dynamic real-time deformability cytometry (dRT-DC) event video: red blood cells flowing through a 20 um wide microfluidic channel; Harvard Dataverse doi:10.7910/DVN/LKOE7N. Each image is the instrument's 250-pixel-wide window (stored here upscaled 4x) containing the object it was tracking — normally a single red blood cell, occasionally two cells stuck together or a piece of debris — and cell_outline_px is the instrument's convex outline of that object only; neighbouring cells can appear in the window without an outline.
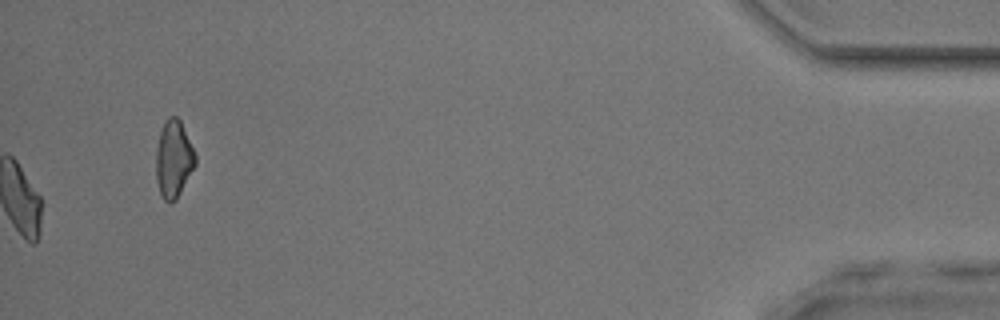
{"species": "common noctule bat (a hibernating species)", "species_latin": "Nyctalus noctula", "temperature_condition": "room temperature", "stored_images_in_passage": 51, "camera_frame_rate_fps": 3000, "um_per_image_px": 0.085, "animal": {"sex": "male", "body_mass_g": 17.9, "forearm_length_mm": 54.2}, "frame": {"image": 1, "passage_image": 51, "time_ms": 16.667, "image_size_px": [1000, 320], "cell_outline_px": [[196, 164], [176, 200], [172, 204], [168, 204], [164, 200], [160, 192], [156, 180], [156, 148], [160, 132], [168, 116], [176, 116], [180, 120], [196, 156]], "centroid_in_image_um": [14.75, 13.56], "position_along_channel_um": 420.5, "area_um2": 17.63}, "authors_computed_cell_mechanics": {"area_um2": 19.7676, "velocity_mm_per_s": 4.1405, "shape_relaxation_time_tau1_ms": null, "shape_relaxation_time_tau2_ms": 2.6593, "deformation_change_tau1": null, "deformation_change_tau2": 0.0807}}